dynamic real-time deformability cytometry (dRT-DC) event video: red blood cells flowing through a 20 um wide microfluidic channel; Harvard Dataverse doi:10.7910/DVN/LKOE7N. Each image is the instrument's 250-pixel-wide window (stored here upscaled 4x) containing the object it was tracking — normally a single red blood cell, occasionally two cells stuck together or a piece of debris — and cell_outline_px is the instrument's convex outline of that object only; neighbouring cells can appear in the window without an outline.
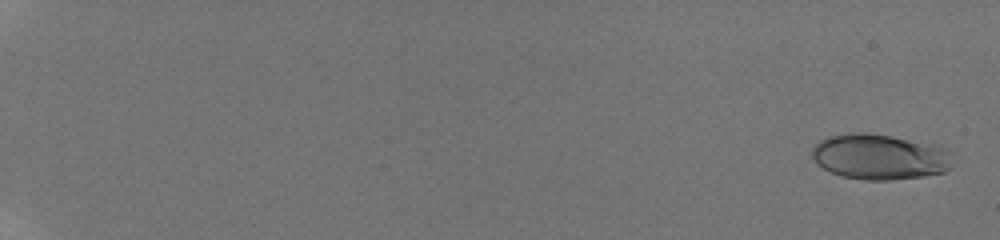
{"species": "human", "species_latin": "Homo sapiens", "temperature_condition": "room temperature", "stored_images_in_passage": 120, "camera_frame_rate_fps": 3000, "um_per_image_px": 0.085, "donor": {"sex": "male"}, "frame": {"image": 1, "passage_image": 1, "time_ms": 0.0, "image_size_px": [1000, 240], "cell_outline_px": [[952, 152], [948, 168], [944, 172], [920, 176], [892, 180], [864, 180], [840, 176], [824, 168], [812, 156], [812, 148], [820, 140], [828, 136], [856, 132], [860, 132], [892, 136], [932, 144], [944, 148]], "centroid_in_image_um": [74.76, 13.32], "position_along_channel_um": 10.2, "area_um2": 36.93}}
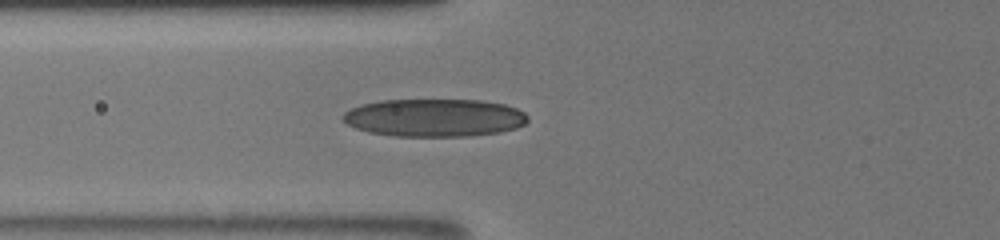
{"frame": {"image": 2, "passage_image": 64, "time_ms": 8.0, "image_size_px": [1000, 240], "cell_outline_px": [[528, 120], [524, 124], [516, 128], [500, 132], [468, 136], [392, 136], [368, 132], [356, 128], [348, 124], [340, 116], [344, 112], [360, 104], [380, 100], [480, 100], [504, 104], [516, 108], [524, 112], [528, 116]], "centroid_in_image_um": [36.91, 10.0], "position_along_channel_um": 88.9, "area_um2": 40.92}}
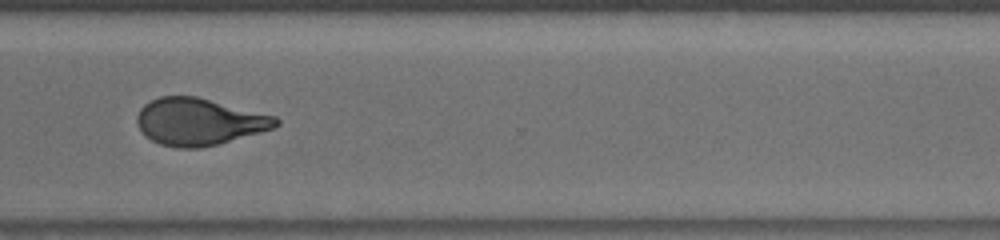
{"frame": {"image": 3, "passage_image": 119, "time_ms": 14.667, "image_size_px": [1000, 240], "cell_outline_px": [[280, 124], [276, 128], [216, 144], [200, 148], [176, 148], [160, 144], [152, 140], [136, 124], [136, 116], [140, 108], [144, 104], [160, 96], [196, 96], [276, 116], [280, 120]], "centroid_in_image_um": [16.93, 10.34], "position_along_channel_um": 353.7, "area_um2": 37.97}}